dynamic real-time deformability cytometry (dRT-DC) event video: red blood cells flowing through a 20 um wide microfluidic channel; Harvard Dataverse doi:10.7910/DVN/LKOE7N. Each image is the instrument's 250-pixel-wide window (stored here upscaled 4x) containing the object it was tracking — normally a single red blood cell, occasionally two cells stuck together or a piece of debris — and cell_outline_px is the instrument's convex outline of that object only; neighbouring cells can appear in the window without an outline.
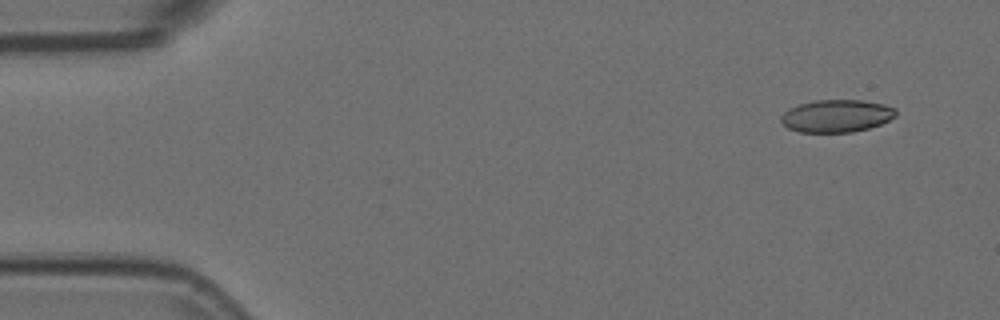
{"species": "Egyptian fruit bat (a non-hibernating species)", "species_latin": "Rousettus aegyptiacus", "temperature_condition": "room temperature", "stored_images_in_passage": 6, "camera_frame_rate_fps": 3000, "um_per_image_px": 0.085, "animal": {"sex": "female"}, "frame": {"image": 1, "passage_image": 1, "time_ms": 0.0, "image_size_px": [1000, 320], "cell_outline_px": [[896, 116], [880, 124], [868, 128], [852, 132], [800, 132], [788, 128], [780, 120], [780, 116], [788, 108], [800, 104], [816, 100], [864, 100], [884, 104], [896, 108]], "centroid_in_image_um": [71.1, 9.85], "position_along_channel_um": 13.9, "area_um2": 21.79}}
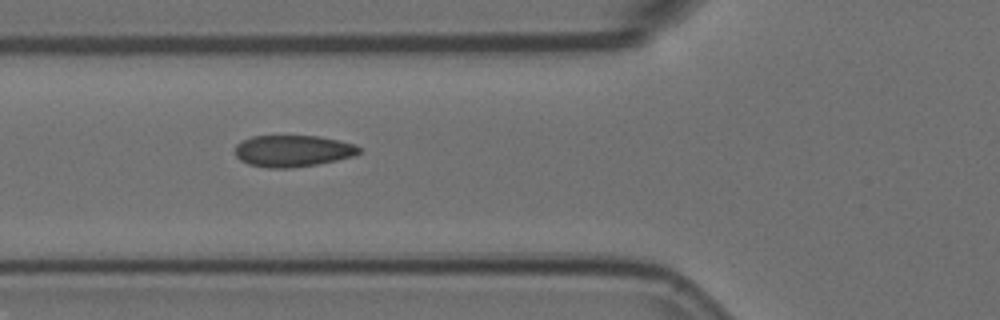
{"frame": {"image": 2, "passage_image": 5, "time_ms": 1.333, "image_size_px": [1000, 320], "cell_outline_px": [[360, 152], [352, 156], [336, 160], [316, 164], [292, 168], [268, 168], [248, 164], [240, 160], [236, 156], [236, 144], [252, 136], [320, 136], [340, 140], [356, 144], [360, 148]], "centroid_in_image_um": [24.89, 12.83], "position_along_channel_um": 100.9, "area_um2": 22.83}}
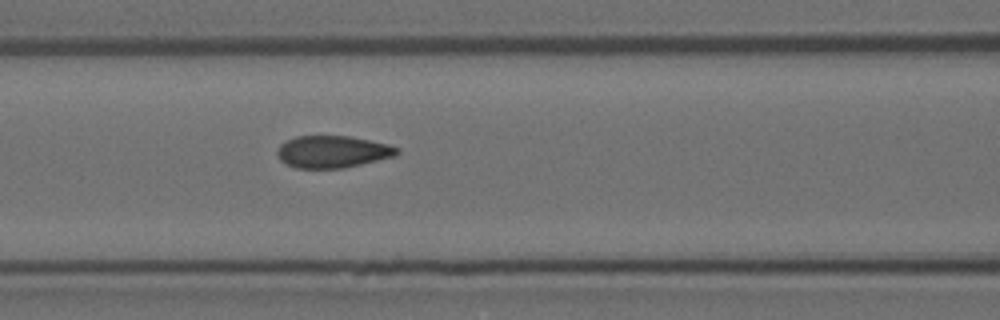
{"frame": {"image": 3, "passage_image": 6, "time_ms": 1.667, "image_size_px": [1000, 320], "cell_outline_px": [[400, 152], [396, 156], [344, 168], [296, 168], [280, 160], [276, 152], [280, 144], [296, 136], [348, 136], [388, 144], [400, 148]], "centroid_in_image_um": [28.29, 12.9], "position_along_channel_um": 138.3, "area_um2": 22.37}}